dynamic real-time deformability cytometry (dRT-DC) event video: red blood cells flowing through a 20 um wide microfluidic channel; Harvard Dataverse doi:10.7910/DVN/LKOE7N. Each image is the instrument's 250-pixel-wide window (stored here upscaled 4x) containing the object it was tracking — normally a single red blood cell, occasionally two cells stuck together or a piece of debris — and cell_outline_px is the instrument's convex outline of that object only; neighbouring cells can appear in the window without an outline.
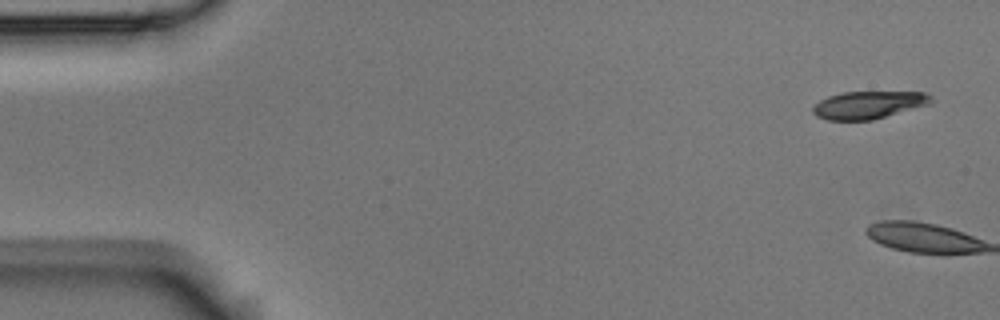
{"species": "Egyptian fruit bat (a non-hibernating species)", "species_latin": "Rousettus aegyptiacus", "temperature_condition": "room temperature", "stored_images_in_passage": 4, "camera_frame_rate_fps": 3000, "um_per_image_px": 0.085, "animal": {"sex": "male"}, "frame": {"image": 1, "passage_image": 1, "time_ms": 0.0, "image_size_px": [1000, 320], "cell_outline_px": [[932, 104], [872, 120], [828, 120], [816, 116], [812, 112], [812, 108], [820, 100], [828, 96], [844, 92], [924, 92], [932, 96]], "centroid_in_image_um": [73.85, 8.92], "position_along_channel_um": 11.2, "area_um2": 19.07}}